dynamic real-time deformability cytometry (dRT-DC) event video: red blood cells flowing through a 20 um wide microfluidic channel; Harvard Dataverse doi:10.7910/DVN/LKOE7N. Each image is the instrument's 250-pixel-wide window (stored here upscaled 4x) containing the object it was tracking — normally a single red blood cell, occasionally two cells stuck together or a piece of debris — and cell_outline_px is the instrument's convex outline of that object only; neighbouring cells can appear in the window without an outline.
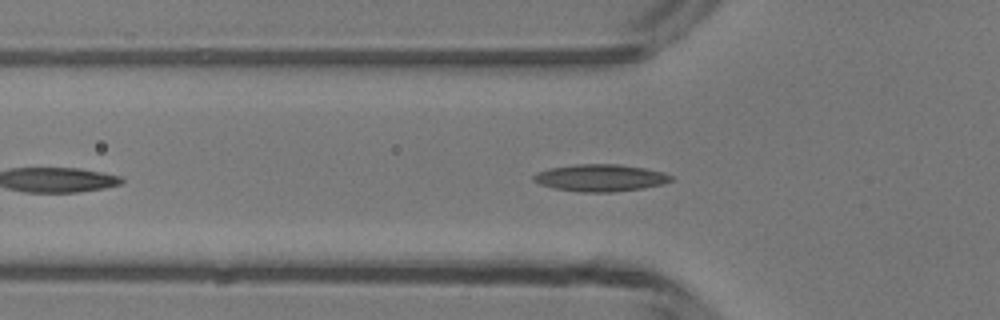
{"species": "common noctule bat (a hibernating species)", "species_latin": "Nyctalus noctula", "temperature_condition": "room temperature", "stored_images_in_passage": 38, "camera_frame_rate_fps": 3000, "um_per_image_px": 0.085, "animal": {"sex": "male", "body_mass_g": 13.3}, "frame": {"image": 1, "passage_image": 8, "time_ms": 2.333, "image_size_px": [1000, 320], "cell_outline_px": [[672, 180], [664, 184], [640, 188], [612, 192], [584, 192], [552, 188], [540, 184], [532, 180], [532, 176], [536, 172], [548, 168], [576, 164], [616, 164], [644, 168], [664, 172], [672, 176]], "centroid_in_image_um": [50.99, 15.11], "position_along_channel_um": 74.8, "area_um2": 21.68}}
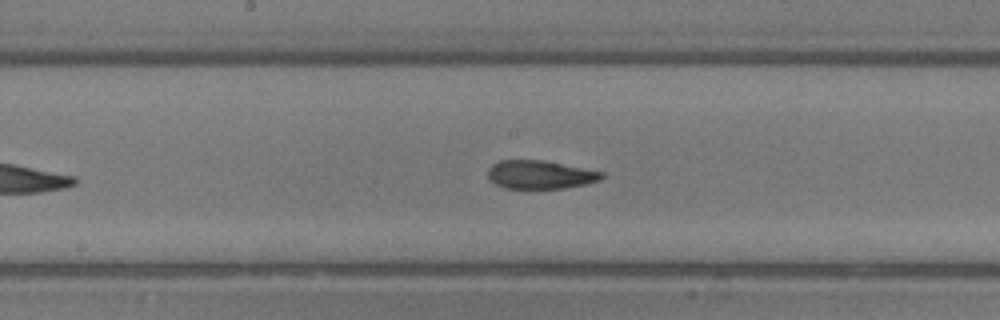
{"frame": {"image": 2, "passage_image": 17, "time_ms": 5.333, "image_size_px": [1000, 320], "cell_outline_px": [[604, 176], [600, 180], [584, 184], [564, 188], [504, 188], [488, 180], [488, 168], [492, 164], [500, 160], [544, 160], [604, 172]], "centroid_in_image_um": [45.88, 14.84], "position_along_channel_um": 202.3, "area_um2": 18.84}}
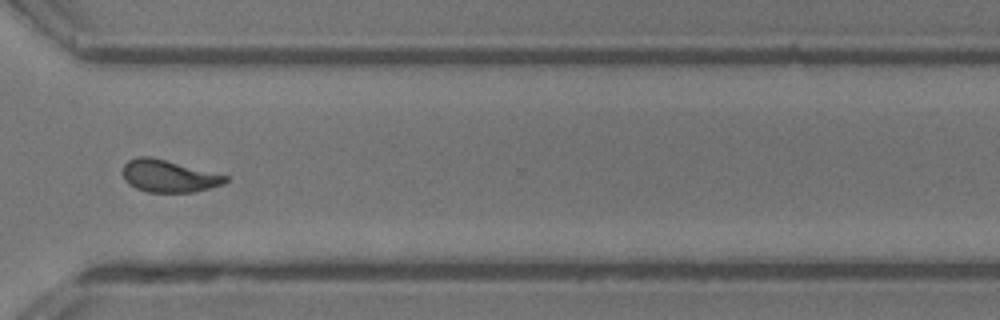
{"frame": {"image": 3, "passage_image": 28, "time_ms": 9.0, "image_size_px": [1000, 320], "cell_outline_px": [[228, 180], [224, 184], [192, 192], [148, 192], [136, 188], [128, 184], [124, 180], [124, 164], [128, 160], [136, 156], [152, 156], [228, 176]], "centroid_in_image_um": [14.32, 14.95], "position_along_channel_um": 356.3, "area_um2": 19.25}, "authors_computed_cell_mechanics": {"area_um2": 19.2474, "velocity_mm_per_s": 4.2071, "shape_relaxation_time_tau1_ms": 10.8129, "shape_relaxation_time_tau2_ms": 1.9162, "deformation_change_tau1": 0.3048, "deformation_change_tau2": 0.0924}}